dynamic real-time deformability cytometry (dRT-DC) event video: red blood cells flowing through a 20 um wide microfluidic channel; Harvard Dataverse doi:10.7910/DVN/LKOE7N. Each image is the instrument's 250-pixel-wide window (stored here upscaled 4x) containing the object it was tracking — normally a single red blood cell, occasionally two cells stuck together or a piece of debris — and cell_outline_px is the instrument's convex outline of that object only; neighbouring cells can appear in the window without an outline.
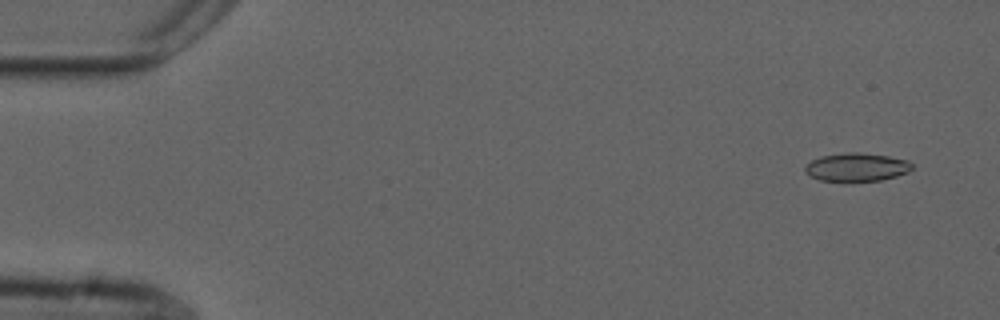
{"species": "common noctule bat (a hibernating species)", "species_latin": "Nyctalus noctula", "temperature_condition": "cold", "stored_images_in_passage": 13, "camera_frame_rate_fps": 3000, "um_per_image_px": 0.085, "animal": {"sex": "male", "forearm_length_mm": 52.5}, "frame": {"image": 1, "passage_image": 3, "time_ms": 0.667, "image_size_px": [1000, 320], "cell_outline_px": [[912, 168], [908, 172], [896, 176], [880, 180], [820, 180], [804, 172], [804, 168], [812, 160], [820, 156], [844, 152], [860, 152], [888, 156], [908, 160], [912, 164]], "centroid_in_image_um": [72.82, 14.18], "position_along_channel_um": 12.2, "area_um2": 17.4}}